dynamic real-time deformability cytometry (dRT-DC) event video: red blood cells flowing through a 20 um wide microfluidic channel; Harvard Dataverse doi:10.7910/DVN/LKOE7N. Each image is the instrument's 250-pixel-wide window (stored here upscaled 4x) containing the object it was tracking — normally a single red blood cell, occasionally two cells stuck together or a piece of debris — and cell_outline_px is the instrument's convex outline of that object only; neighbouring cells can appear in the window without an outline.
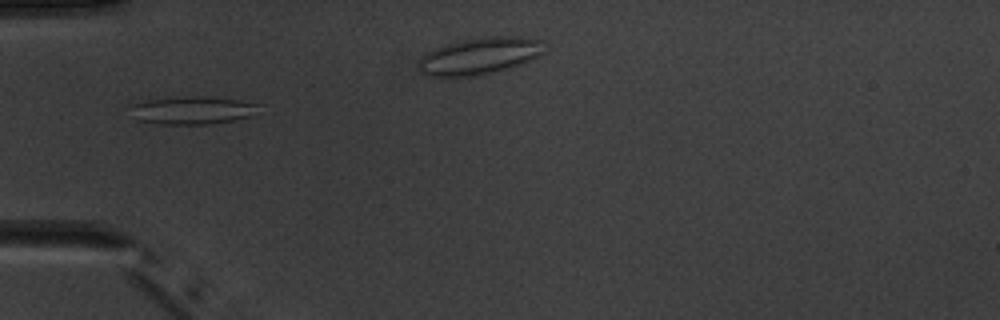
{"species": "common noctule bat (a hibernating species)", "species_latin": "Nyctalus noctula", "temperature_condition": "warm", "stored_images_in_passage": 6, "camera_frame_rate_fps": 3000, "um_per_image_px": 0.085, "animal": {"sex": "male", "body_mass_g": 20.1, "forearm_length_mm": 53.5}, "frame": {"image": 1, "passage_image": 4, "time_ms": 5.0, "image_size_px": [1000, 320], "cell_outline_px": [[256, 104], [248, 116], [232, 120], [212, 124], [164, 124], [136, 120], [128, 104], [144, 100], [184, 96], [208, 96], [240, 100]], "centroid_in_image_um": [16.2, 9.36], "position_along_channel_um": 68.8, "area_um2": 20.58}}
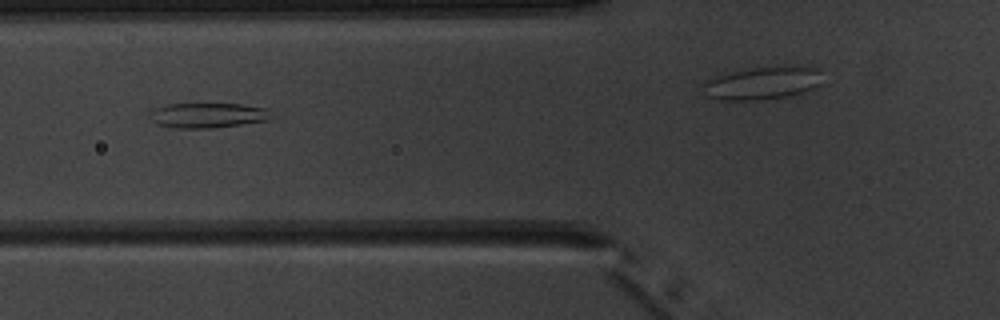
{"frame": {"image": 2, "passage_image": 5, "time_ms": 6.0, "image_size_px": [1000, 320], "cell_outline_px": [[272, 116], [268, 120], [212, 128], [176, 128], [156, 124], [148, 116], [148, 112], [152, 108], [168, 104], [240, 104], [268, 108]], "centroid_in_image_um": [17.61, 9.79], "position_along_channel_um": 108.2, "area_um2": 17.8}}